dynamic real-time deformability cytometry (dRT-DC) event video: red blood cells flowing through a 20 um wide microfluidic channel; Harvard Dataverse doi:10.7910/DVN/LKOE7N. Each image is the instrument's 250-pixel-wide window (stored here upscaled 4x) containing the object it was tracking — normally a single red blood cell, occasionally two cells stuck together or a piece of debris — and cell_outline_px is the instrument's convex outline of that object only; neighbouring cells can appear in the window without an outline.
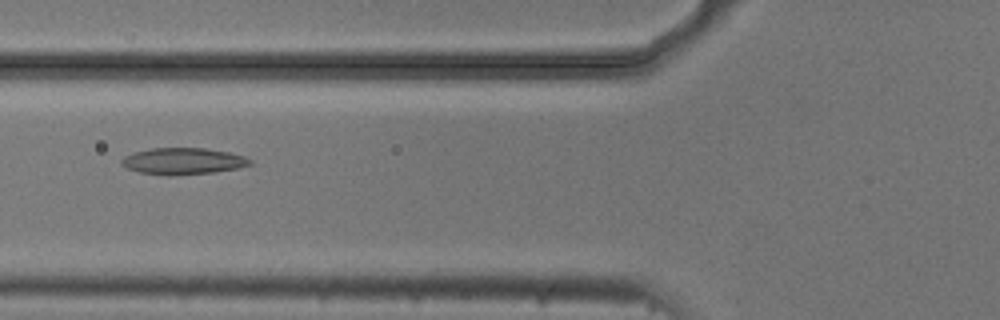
{"species": "common noctule bat (a hibernating species)", "species_latin": "Nyctalus noctula", "temperature_condition": "cold", "stored_images_in_passage": 7, "camera_frame_rate_fps": 3000, "um_per_image_px": 0.085, "animal": {"sex": "male", "body_mass_g": 20.5, "forearm_length_mm": 52.5}, "frame": {"image": 1, "passage_image": 6, "time_ms": 1.667, "image_size_px": [1000, 320], "cell_outline_px": [[252, 164], [240, 168], [216, 172], [172, 176], [168, 176], [140, 172], [128, 168], [120, 164], [120, 160], [124, 156], [136, 152], [152, 148], [204, 148], [228, 152], [244, 156], [252, 160]], "centroid_in_image_um": [15.58, 13.71], "position_along_channel_um": 110.2, "area_um2": 20.0}}
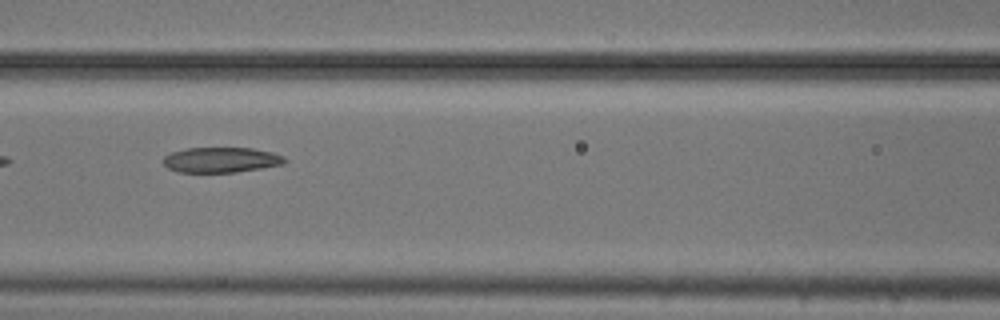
{"frame": {"image": 2, "passage_image": 7, "time_ms": 2.0, "image_size_px": [1000, 320], "cell_outline_px": [[288, 160], [284, 164], [264, 168], [236, 172], [176, 172], [168, 168], [164, 164], [164, 156], [172, 152], [188, 148], [252, 148], [272, 152], [284, 156]], "centroid_in_image_um": [18.83, 13.59], "position_along_channel_um": 147.8, "area_um2": 17.98}}